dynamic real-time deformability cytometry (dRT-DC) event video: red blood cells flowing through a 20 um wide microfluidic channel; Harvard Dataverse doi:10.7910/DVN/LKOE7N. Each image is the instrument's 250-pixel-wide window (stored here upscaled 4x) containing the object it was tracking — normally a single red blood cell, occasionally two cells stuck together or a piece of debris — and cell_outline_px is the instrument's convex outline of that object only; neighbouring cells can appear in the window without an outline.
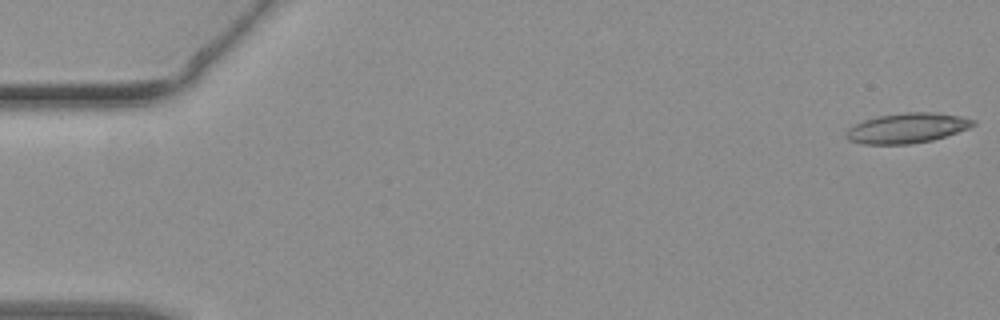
{"species": "common noctule bat (a hibernating species)", "species_latin": "Nyctalus noctula", "temperature_condition": "warm", "stored_images_in_passage": 42, "camera_frame_rate_fps": 3000, "um_per_image_px": 0.085, "animal": {"sex": "female", "body_mass_g": 19.3, "forearm_length_mm": 54.1}, "frame": {"image": 1, "passage_image": 1, "time_ms": 0.0, "image_size_px": [1000, 320], "cell_outline_px": [[976, 124], [968, 128], [932, 140], [908, 144], [864, 144], [848, 140], [844, 136], [844, 132], [852, 124], [876, 116], [904, 112], [936, 112], [964, 116], [976, 120]], "centroid_in_image_um": [77.07, 10.87], "position_along_channel_um": 7.9, "area_um2": 22.48}}
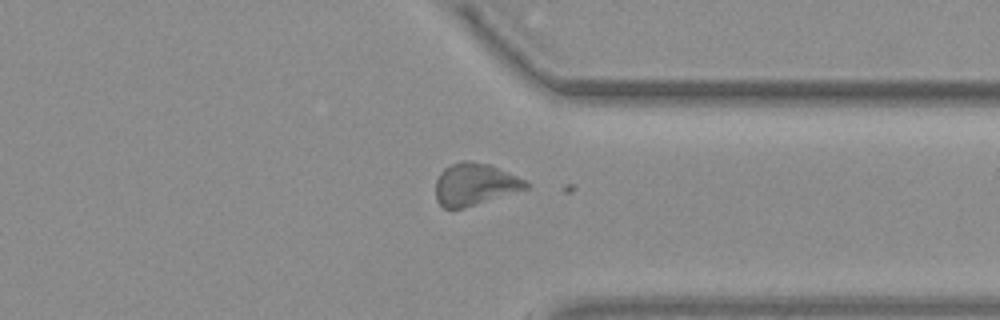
{"frame": {"image": 2, "passage_image": 35, "time_ms": 11.333, "image_size_px": [1000, 320], "cell_outline_px": [[528, 188], [464, 208], [444, 208], [436, 200], [436, 180], [440, 172], [444, 168], [452, 164], [464, 160], [468, 160], [488, 164], [508, 172], [524, 180], [528, 184]], "centroid_in_image_um": [40.32, 15.66], "position_along_channel_um": 371.1, "area_um2": 21.85}}
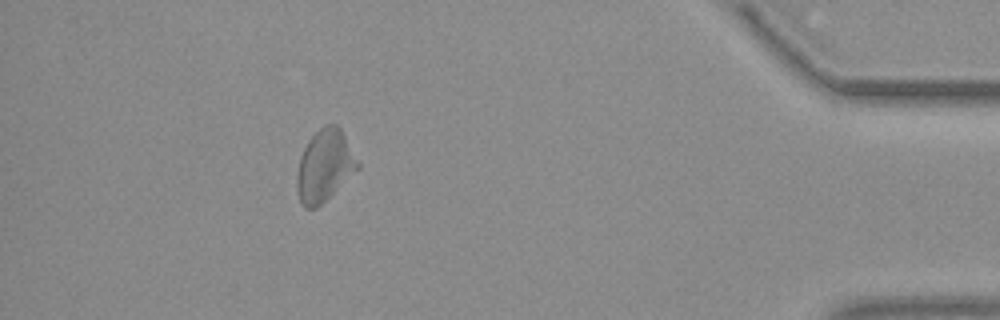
{"frame": {"image": 3, "passage_image": 41, "time_ms": 13.333, "image_size_px": [1000, 320], "cell_outline_px": [[360, 168], [316, 208], [304, 208], [300, 204], [296, 188], [296, 176], [300, 156], [308, 140], [324, 124], [336, 124], [340, 128], [360, 164]], "centroid_in_image_um": [27.57, 14.1], "position_along_channel_um": 407.6, "area_um2": 25.32}}